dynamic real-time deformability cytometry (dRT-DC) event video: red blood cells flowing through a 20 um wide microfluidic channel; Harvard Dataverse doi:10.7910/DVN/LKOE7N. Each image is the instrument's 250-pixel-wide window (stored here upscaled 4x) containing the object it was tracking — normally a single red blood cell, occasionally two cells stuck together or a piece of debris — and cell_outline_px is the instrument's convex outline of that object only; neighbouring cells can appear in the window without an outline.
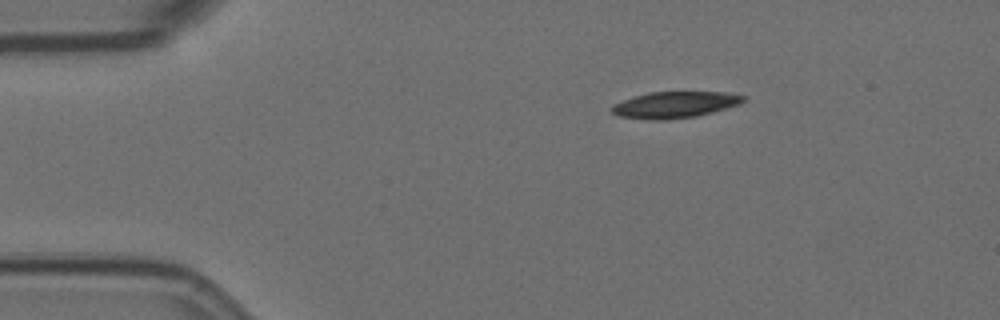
{"species": "Egyptian fruit bat (a non-hibernating species)", "species_latin": "Rousettus aegyptiacus", "temperature_condition": "room temperature", "stored_images_in_passage": 37, "camera_frame_rate_fps": 3000, "um_per_image_px": 0.085, "animal": {"sex": "female"}, "frame": {"image": 1, "passage_image": 1, "time_ms": 0.0, "image_size_px": [1000, 320], "cell_outline_px": [[744, 100], [740, 104], [712, 112], [696, 116], [664, 120], [648, 120], [620, 116], [612, 112], [612, 104], [648, 92], [728, 92], [744, 96]], "centroid_in_image_um": [57.36, 8.9], "position_along_channel_um": 27.6, "area_um2": 20.06}}
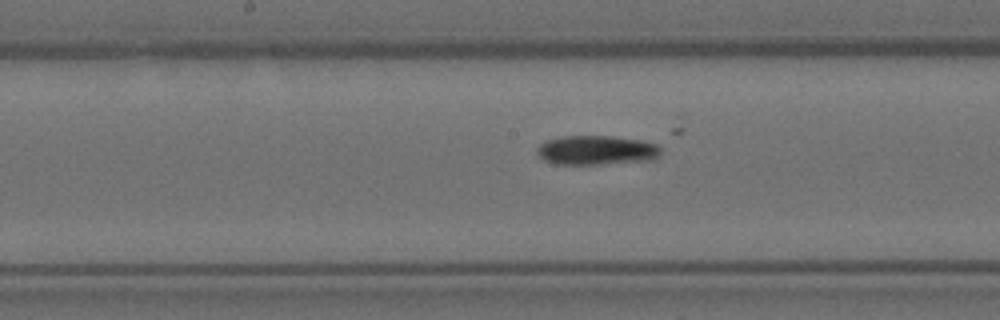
{"frame": {"image": 2, "passage_image": 20, "time_ms": 6.333, "image_size_px": [1000, 320], "cell_outline_px": [[660, 156], [640, 160], [600, 164], [556, 164], [544, 160], [536, 152], [536, 148], [540, 144], [548, 140], [564, 136], [612, 136], [640, 140], [656, 144], [660, 148]], "centroid_in_image_um": [50.64, 12.75], "position_along_channel_um": 197.6, "area_um2": 20.75}}
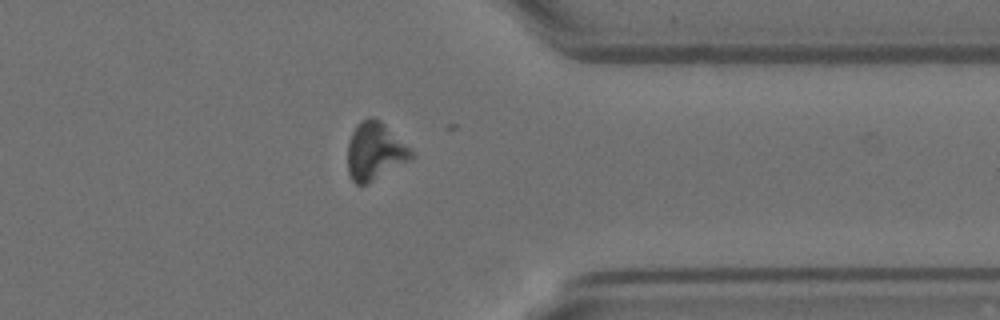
{"frame": {"image": 3, "passage_image": 36, "time_ms": 11.667, "image_size_px": [1000, 320], "cell_outline_px": [[412, 156], [408, 160], [368, 184], [356, 184], [352, 180], [348, 172], [348, 144], [352, 132], [356, 124], [360, 120], [368, 116], [372, 116], [380, 120], [412, 152]], "centroid_in_image_um": [31.8, 12.85], "position_along_channel_um": 379.6, "area_um2": 20.92}, "authors_computed_cell_mechanics": {"area_um2": 21.1548, "velocity_mm_per_s": 3.5834, "shape_relaxation_time_tau1_ms": 2.5554, "shape_relaxation_time_tau2_ms": null, "deformation_change_tau1": 0.1077, "deformation_change_tau2": null}}